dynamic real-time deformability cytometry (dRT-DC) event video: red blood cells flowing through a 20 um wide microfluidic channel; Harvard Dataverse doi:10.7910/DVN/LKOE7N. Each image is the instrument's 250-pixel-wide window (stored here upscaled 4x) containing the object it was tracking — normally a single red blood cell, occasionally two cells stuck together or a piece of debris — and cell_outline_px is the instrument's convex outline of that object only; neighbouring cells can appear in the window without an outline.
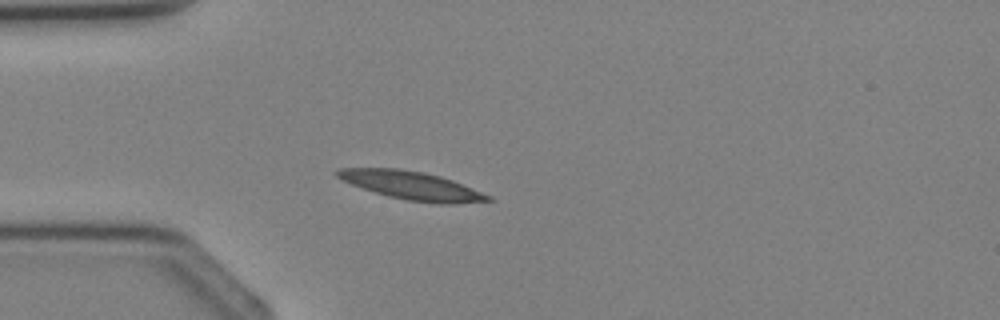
{"species": "Egyptian fruit bat (a non-hibernating species)", "species_latin": "Rousettus aegyptiacus", "temperature_condition": "cold", "stored_images_in_passage": 1, "camera_frame_rate_fps": 3000, "um_per_image_px": 0.085, "animal": {"sex": "female"}, "frame": {"image": 1, "passage_image": 1, "time_ms": 0.0, "image_size_px": [1000, 320], "cell_outline_px": [[496, 200], [452, 204], [440, 204], [408, 200], [388, 196], [352, 184], [336, 176], [332, 172], [340, 168], [400, 168], [424, 172], [440, 176], [452, 180], [492, 196]], "centroid_in_image_um": [35.02, 15.76], "position_along_channel_um": 50.0, "area_um2": 24.74}}